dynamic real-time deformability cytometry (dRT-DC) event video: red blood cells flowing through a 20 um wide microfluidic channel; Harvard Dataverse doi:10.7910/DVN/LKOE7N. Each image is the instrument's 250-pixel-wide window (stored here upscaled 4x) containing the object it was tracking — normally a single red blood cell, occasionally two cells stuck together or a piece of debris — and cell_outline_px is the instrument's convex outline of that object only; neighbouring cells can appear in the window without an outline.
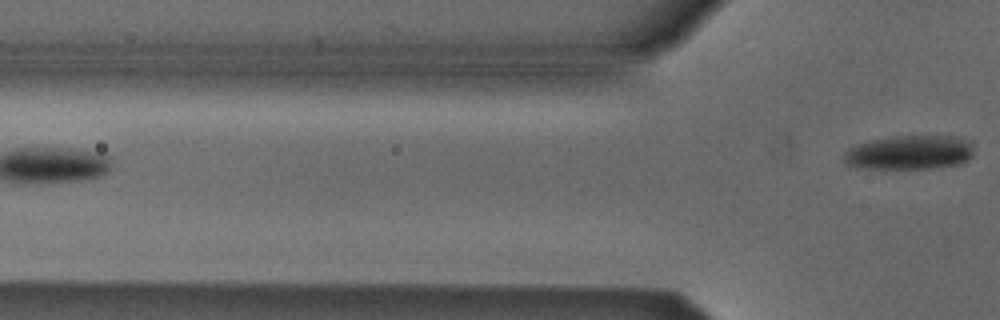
{"species": "Egyptian fruit bat (a non-hibernating species)", "species_latin": "Rousettus aegyptiacus", "temperature_condition": "cold", "stored_images_in_passage": 5, "segment_of_instrument_passage": [2, 2], "camera_frame_rate_fps": 3000, "um_per_image_px": 0.085, "animal": {"sex": "male"}, "frame": {"image": 1, "passage_image": 5, "time_ms": 5.667, "image_size_px": [1000, 320], "cell_outline_px": [[972, 156], [968, 160], [960, 164], [940, 168], [856, 168], [844, 164], [844, 152], [848, 148], [856, 144], [872, 140], [892, 136], [952, 136], [972, 144]], "centroid_in_image_um": [77.26, 12.97], "position_along_channel_um": 48.5, "area_um2": 25.95}}